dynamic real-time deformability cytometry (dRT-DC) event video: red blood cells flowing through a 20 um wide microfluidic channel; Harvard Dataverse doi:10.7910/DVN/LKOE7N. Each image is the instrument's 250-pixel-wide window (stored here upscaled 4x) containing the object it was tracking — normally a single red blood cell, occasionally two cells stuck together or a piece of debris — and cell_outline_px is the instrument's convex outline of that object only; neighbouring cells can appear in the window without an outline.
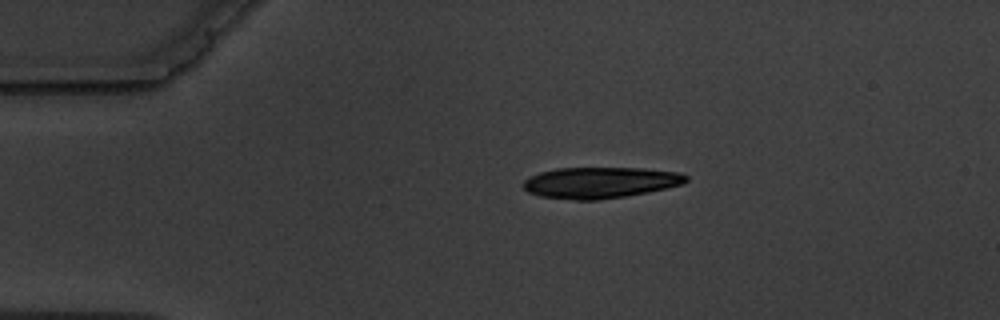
{"species": "common noctule bat (a hibernating species)", "species_latin": "Nyctalus noctula", "temperature_condition": "warm", "stored_images_in_passage": 4, "camera_frame_rate_fps": 3000, "um_per_image_px": 0.085, "animal": {"sex": "male", "body_mass_g": 19.5, "forearm_length_mm": 54.6}, "frame": {"image": 1, "passage_image": 1, "time_ms": 0.0, "image_size_px": [1000, 320], "cell_outline_px": [[688, 180], [684, 184], [648, 192], [600, 200], [572, 200], [540, 196], [528, 192], [520, 184], [524, 180], [540, 172], [556, 168], [644, 168], [680, 172], [688, 176]], "centroid_in_image_um": [51.02, 15.52], "position_along_channel_um": 34.0, "area_um2": 29.71}}